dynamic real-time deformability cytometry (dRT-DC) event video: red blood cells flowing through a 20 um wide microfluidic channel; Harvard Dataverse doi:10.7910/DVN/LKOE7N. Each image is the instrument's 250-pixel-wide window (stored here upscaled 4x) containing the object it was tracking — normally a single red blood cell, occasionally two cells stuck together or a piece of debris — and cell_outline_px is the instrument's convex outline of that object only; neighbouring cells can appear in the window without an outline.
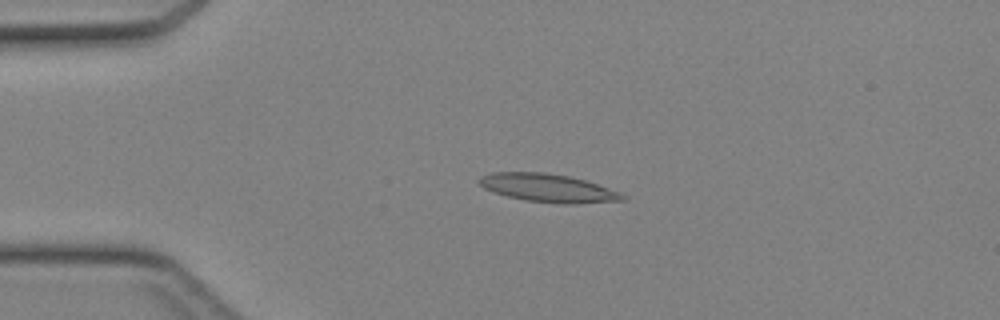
{"species": "Egyptian fruit bat (a non-hibernating species)", "species_latin": "Rousettus aegyptiacus", "temperature_condition": "cold", "stored_images_in_passage": 44, "camera_frame_rate_fps": 3000, "um_per_image_px": 0.085, "animal": {"sex": "female"}, "frame": {"image": 1, "passage_image": 10, "time_ms": 3.0, "image_size_px": [1000, 320], "cell_outline_px": [[628, 196], [624, 200], [572, 204], [560, 204], [524, 200], [508, 196], [484, 188], [476, 180], [480, 176], [492, 172], [544, 172], [568, 176], [584, 180], [620, 192]], "centroid_in_image_um": [46.57, 15.98], "position_along_channel_um": 38.4, "area_um2": 23.47}}
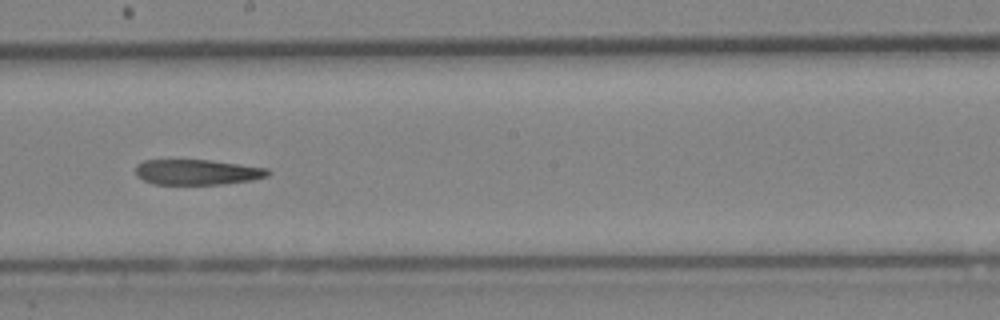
{"frame": {"image": 2, "passage_image": 25, "time_ms": 8.0, "image_size_px": [1000, 320], "cell_outline_px": [[272, 172], [268, 176], [252, 180], [224, 184], [152, 184], [136, 176], [136, 164], [144, 160], [212, 160], [268, 168]], "centroid_in_image_um": [16.78, 14.63], "position_along_channel_um": 231.4, "area_um2": 19.71}}
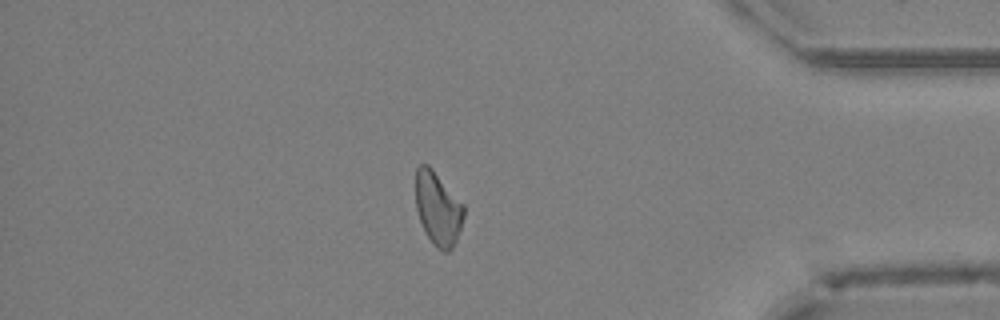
{"frame": {"image": 3, "passage_image": 38, "time_ms": 12.333, "image_size_px": [1000, 320], "cell_outline_px": [[464, 216], [456, 240], [452, 248], [448, 252], [444, 252], [436, 248], [432, 244], [420, 220], [416, 208], [416, 168], [420, 164], [428, 164], [432, 168], [464, 204]], "centroid_in_image_um": [37.23, 17.72], "position_along_channel_um": 398.0, "area_um2": 20.52}}